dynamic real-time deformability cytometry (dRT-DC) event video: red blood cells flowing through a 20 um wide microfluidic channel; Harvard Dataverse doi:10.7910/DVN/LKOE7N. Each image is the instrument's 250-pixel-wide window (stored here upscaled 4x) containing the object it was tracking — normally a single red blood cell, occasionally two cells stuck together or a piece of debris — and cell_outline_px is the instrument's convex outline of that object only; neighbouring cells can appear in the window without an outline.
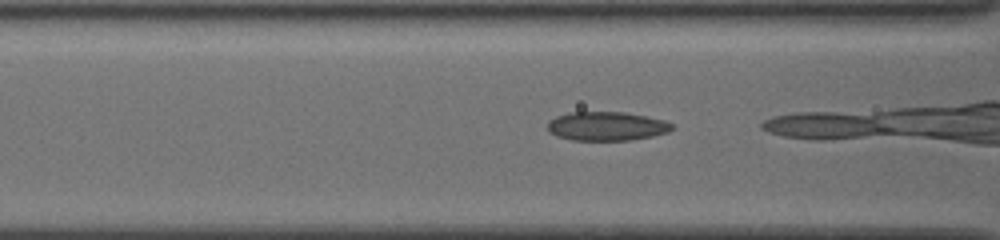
{"species": "common noctule bat (a hibernating species)", "species_latin": "Nyctalus noctula", "temperature_condition": "cold", "stored_images_in_passage": 16, "camera_frame_rate_fps": 3000, "um_per_image_px": 0.085, "animal": {"sex": "female", "body_mass_g": 19.5, "forearm_length_mm": 54.1}, "frame": {"image": 1, "passage_image": 13, "time_ms": 4.0, "image_size_px": [1000, 240], "cell_outline_px": [[672, 128], [668, 132], [652, 136], [628, 140], [572, 140], [556, 136], [548, 132], [548, 120], [556, 116], [568, 112], [624, 112], [664, 120], [672, 124]], "centroid_in_image_um": [51.51, 10.72], "position_along_channel_um": 115.1, "area_um2": 20.92}}